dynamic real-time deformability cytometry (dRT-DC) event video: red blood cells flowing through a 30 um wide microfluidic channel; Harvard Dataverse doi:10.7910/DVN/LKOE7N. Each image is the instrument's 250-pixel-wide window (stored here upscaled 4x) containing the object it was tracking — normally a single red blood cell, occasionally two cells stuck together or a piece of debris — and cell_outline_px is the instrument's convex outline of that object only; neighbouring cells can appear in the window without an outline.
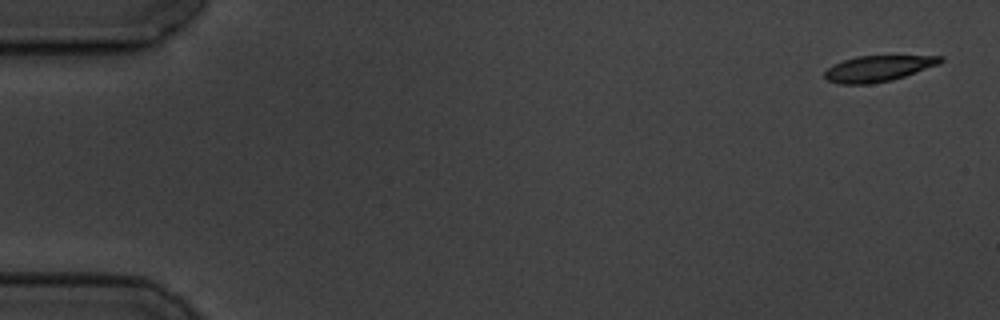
{"species": "common noctule bat (a hibernating species)", "species_latin": "Nyctalus noctula", "temperature_condition": "cold", "stored_images_in_passage": 13, "camera_frame_rate_fps": 3000, "um_per_image_px": 0.085, "animal": {"sex": "male", "body_mass_g": 19.5, "forearm_length_mm": 54.6}, "frame": {"image": 1, "passage_image": 1, "time_ms": 0.0, "image_size_px": [1000, 320], "cell_outline_px": [[944, 60], [940, 64], [892, 80], [872, 84], [840, 84], [828, 80], [824, 76], [824, 72], [832, 64], [856, 56], [944, 56]], "centroid_in_image_um": [74.63, 5.82], "position_along_channel_um": 10.4, "area_um2": 17.46}}
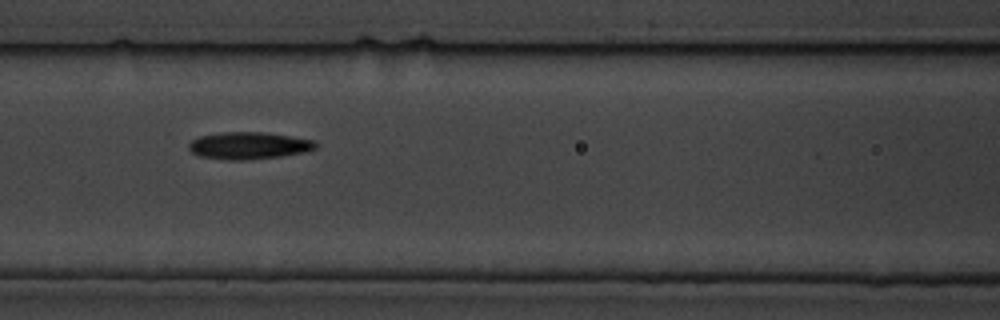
{"frame": {"image": 2, "passage_image": 7, "time_ms": 7.667, "image_size_px": [1000, 320], "cell_outline_px": [[320, 144], [316, 148], [304, 152], [280, 156], [244, 160], [228, 160], [196, 156], [188, 148], [188, 144], [192, 140], [200, 136], [220, 132], [264, 132], [316, 140]], "centroid_in_image_um": [21.15, 12.37], "position_along_channel_um": 145.5, "area_um2": 20.23}}
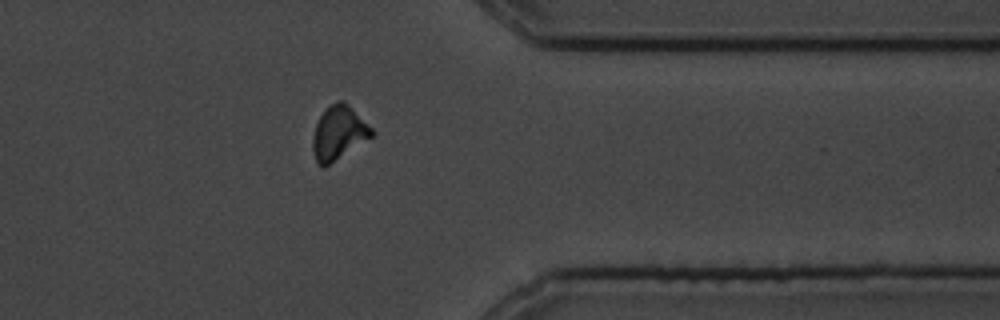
{"frame": {"image": 3, "passage_image": 13, "time_ms": 14.667, "image_size_px": [1000, 320], "cell_outline_px": [[376, 132], [372, 136], [324, 168], [316, 164], [312, 148], [312, 140], [316, 124], [320, 116], [336, 100], [344, 100]], "centroid_in_image_um": [28.77, 11.31], "position_along_channel_um": 382.6, "area_um2": 18.32}, "authors_computed_cell_mechanics": {"area_um2": 19.1896, "velocity_mm_per_s": 3.5227, "shape_relaxation_time_tau1_ms": 3.0623, "shape_relaxation_time_tau2_ms": 3.4595, "deformation_change_tau1": 0.1029, "deformation_change_tau2": 0.0954}}